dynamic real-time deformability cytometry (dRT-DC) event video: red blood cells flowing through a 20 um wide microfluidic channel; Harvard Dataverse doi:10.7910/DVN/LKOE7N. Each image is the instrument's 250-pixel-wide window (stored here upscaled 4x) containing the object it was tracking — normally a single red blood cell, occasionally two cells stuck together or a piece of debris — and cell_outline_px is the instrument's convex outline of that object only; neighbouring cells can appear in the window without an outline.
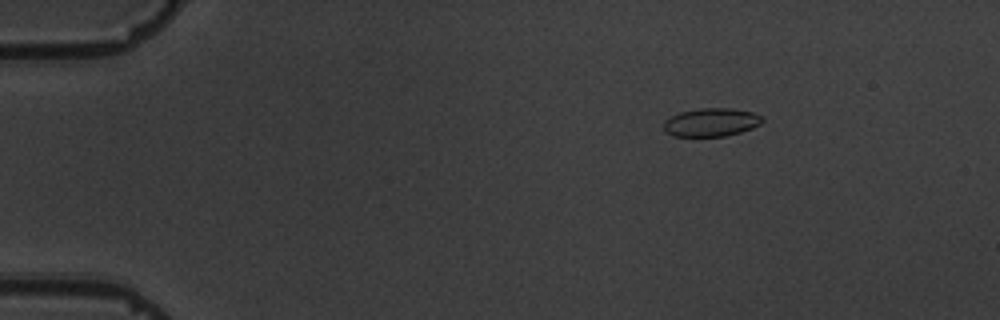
{"species": "common noctule bat (a hibernating species)", "species_latin": "Nyctalus noctula", "temperature_condition": "warm", "stored_images_in_passage": 11, "camera_frame_rate_fps": 3000, "um_per_image_px": 0.085, "animal": {"sex": "male", "body_mass_g": 19.5, "forearm_length_mm": 54.6}, "frame": {"image": 1, "passage_image": 3, "time_ms": 2.333, "image_size_px": [1000, 320], "cell_outline_px": [[764, 120], [760, 124], [752, 128], [740, 132], [724, 136], [672, 136], [664, 128], [664, 120], [680, 112], [700, 108], [732, 108], [752, 112], [764, 116]], "centroid_in_image_um": [60.49, 10.38], "position_along_channel_um": 24.5, "area_um2": 16.24}}
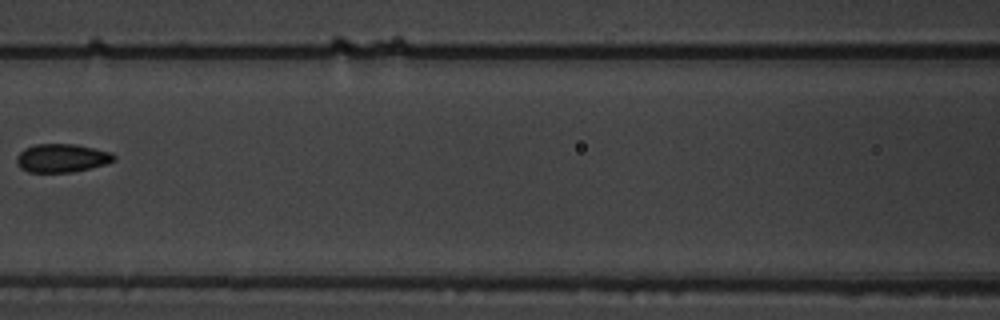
{"frame": {"image": 2, "passage_image": 8, "time_ms": 8.333, "image_size_px": [1000, 320], "cell_outline_px": [[116, 160], [104, 164], [72, 172], [28, 172], [20, 168], [16, 164], [16, 156], [24, 148], [36, 144], [76, 144], [96, 148], [112, 152], [116, 156]], "centroid_in_image_um": [5.24, 13.42], "position_along_channel_um": 161.4, "area_um2": 16.24}}
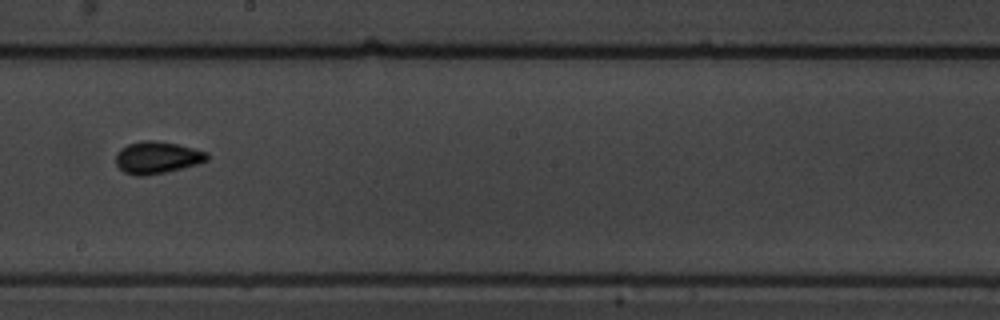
{"frame": {"image": 3, "passage_image": 10, "time_ms": 10.333, "image_size_px": [1000, 320], "cell_outline_px": [[208, 160], [196, 164], [164, 172], [140, 176], [136, 176], [124, 172], [116, 164], [116, 152], [120, 148], [128, 144], [140, 140], [160, 140], [180, 144], [208, 152]], "centroid_in_image_um": [13.34, 13.36], "position_along_channel_um": 234.9, "area_um2": 17.17}}